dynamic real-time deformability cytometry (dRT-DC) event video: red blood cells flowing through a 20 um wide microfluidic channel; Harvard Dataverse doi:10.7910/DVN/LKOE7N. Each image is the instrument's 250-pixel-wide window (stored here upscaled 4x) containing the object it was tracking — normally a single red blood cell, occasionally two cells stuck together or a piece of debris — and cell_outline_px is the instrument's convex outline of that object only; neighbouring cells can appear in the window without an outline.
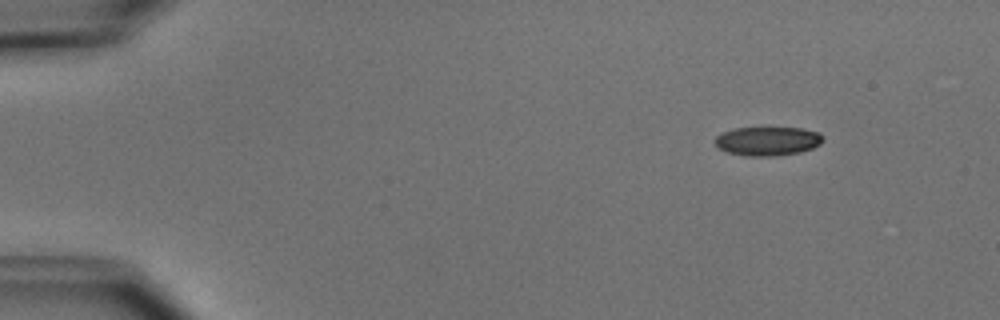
{"species": "common noctule bat (a hibernating species)", "species_latin": "Nyctalus noctula", "temperature_condition": "cold", "stored_images_in_passage": 7, "camera_frame_rate_fps": 3000, "um_per_image_px": 0.085, "animal": {"sex": "male", "body_mass_g": 15.6}, "frame": {"image": 1, "passage_image": 1, "time_ms": 0.0, "image_size_px": [1000, 320], "cell_outline_px": [[824, 140], [820, 144], [812, 148], [800, 152], [776, 156], [744, 156], [728, 152], [720, 148], [712, 140], [720, 132], [732, 128], [800, 128], [820, 132], [824, 136]], "centroid_in_image_um": [65.24, 11.99], "position_along_channel_um": 19.8, "area_um2": 18.44}}
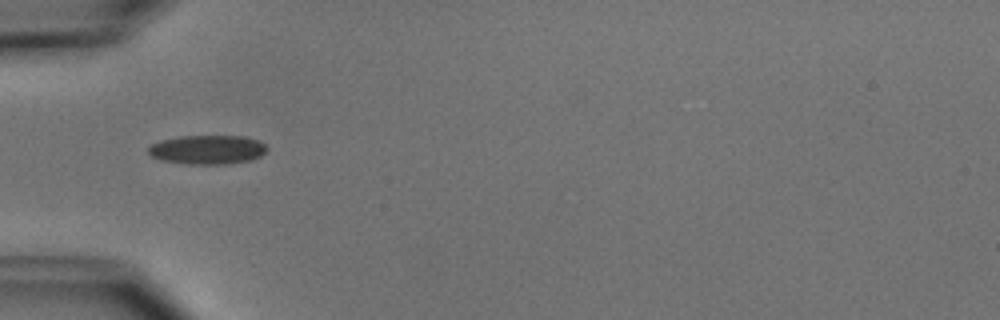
{"frame": {"image": 2, "passage_image": 4, "time_ms": 3.667, "image_size_px": [1000, 320], "cell_outline_px": [[268, 148], [260, 156], [252, 160], [224, 164], [184, 164], [160, 160], [152, 156], [148, 152], [148, 148], [152, 144], [160, 140], [180, 136], [244, 136], [256, 140], [264, 144]], "centroid_in_image_um": [17.61, 12.72], "position_along_channel_um": 67.4, "area_um2": 20.11}}
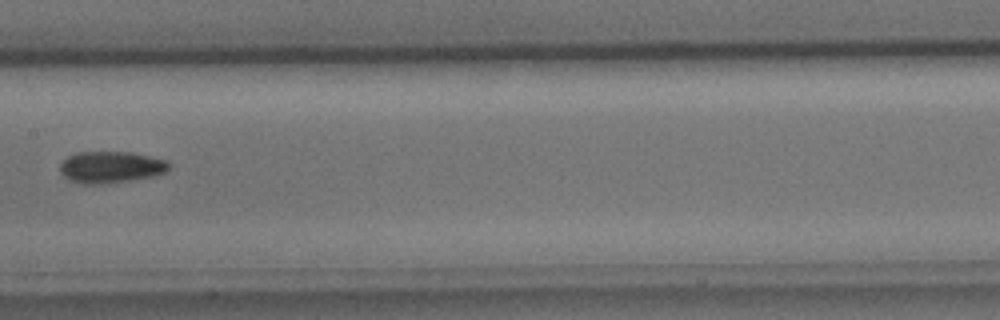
{"frame": {"image": 3, "passage_image": 7, "time_ms": 7.0, "image_size_px": [1000, 320], "cell_outline_px": [[168, 168], [164, 172], [152, 176], [128, 180], [100, 184], [80, 184], [68, 180], [60, 172], [60, 164], [68, 156], [76, 152], [128, 152], [168, 160]], "centroid_in_image_um": [9.36, 14.2], "position_along_channel_um": 198.0, "area_um2": 19.88}}